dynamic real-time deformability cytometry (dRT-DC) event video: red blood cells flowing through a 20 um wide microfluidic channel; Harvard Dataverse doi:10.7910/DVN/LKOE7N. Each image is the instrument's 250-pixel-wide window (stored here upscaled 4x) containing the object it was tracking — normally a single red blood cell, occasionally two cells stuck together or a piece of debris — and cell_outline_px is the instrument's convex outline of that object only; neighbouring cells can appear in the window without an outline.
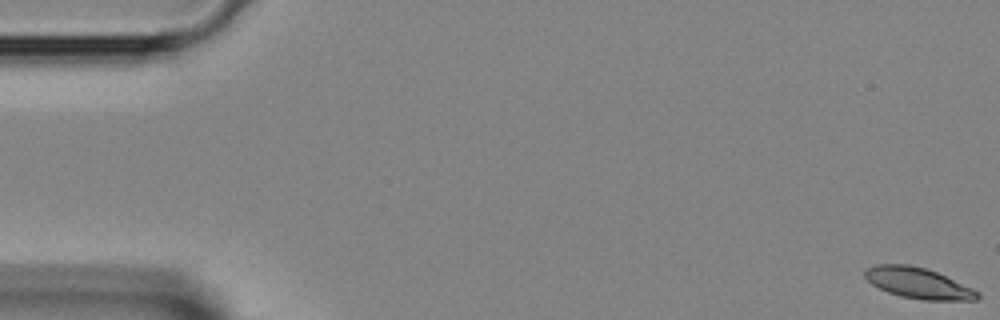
{"species": "Egyptian fruit bat (a non-hibernating species)", "species_latin": "Rousettus aegyptiacus", "temperature_condition": "room temperature", "stored_images_in_passage": 44, "camera_frame_rate_fps": 3000, "um_per_image_px": 0.085, "animal": {"sex": "female"}, "frame": {"image": 1, "passage_image": 1, "time_ms": 0.0, "image_size_px": [1000, 320], "cell_outline_px": [[980, 296], [976, 300], [920, 300], [900, 296], [888, 292], [872, 284], [864, 276], [864, 272], [868, 268], [876, 264], [908, 264], [924, 268], [936, 272], [972, 288], [980, 292]], "centroid_in_image_um": [78.04, 24.07], "position_along_channel_um": 7.0, "area_um2": 20.06}}
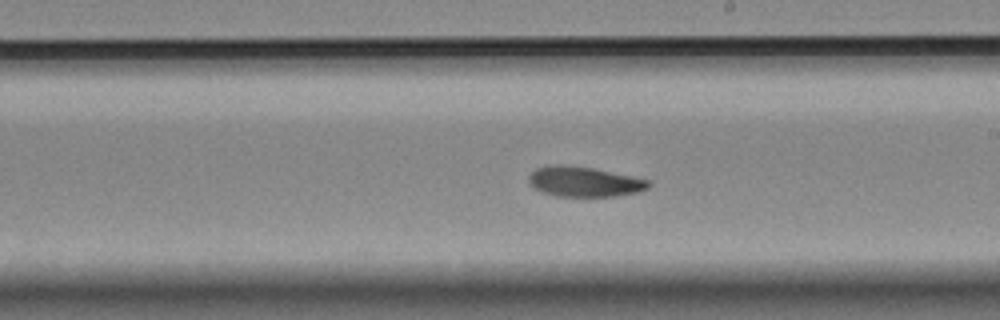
{"frame": {"image": 2, "passage_image": 25, "time_ms": 8.0, "image_size_px": [1000, 320], "cell_outline_px": [[652, 184], [648, 188], [640, 192], [616, 196], [556, 196], [540, 192], [528, 180], [528, 176], [536, 168], [552, 164], [564, 164], [592, 168], [632, 176], [648, 180]], "centroid_in_image_um": [49.66, 15.44], "position_along_channel_um": 239.3, "area_um2": 21.04}}
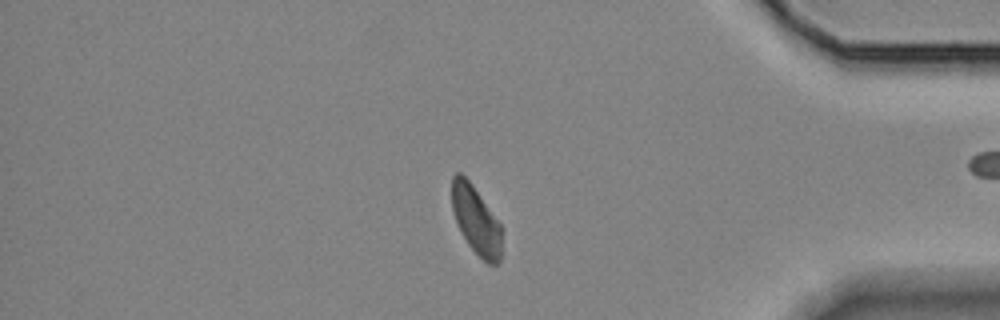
{"frame": {"image": 3, "passage_image": 37, "time_ms": 12.0, "image_size_px": [1000, 320], "cell_outline_px": [[500, 260], [496, 264], [488, 264], [468, 244], [456, 220], [452, 208], [452, 176], [456, 172], [460, 172], [468, 180], [500, 224]], "centroid_in_image_um": [40.44, 18.7], "position_along_channel_um": 394.8, "area_um2": 18.96}}